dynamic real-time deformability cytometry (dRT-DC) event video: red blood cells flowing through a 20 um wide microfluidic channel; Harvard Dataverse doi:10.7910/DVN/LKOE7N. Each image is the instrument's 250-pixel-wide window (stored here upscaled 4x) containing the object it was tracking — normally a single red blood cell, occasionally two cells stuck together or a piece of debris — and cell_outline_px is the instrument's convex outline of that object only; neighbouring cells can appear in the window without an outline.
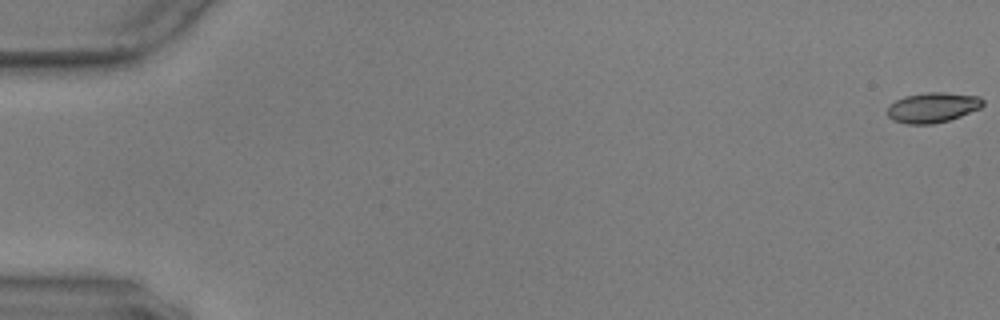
{"species": "common noctule bat (a hibernating species)", "species_latin": "Nyctalus noctula", "temperature_condition": "warm", "stored_images_in_passage": 12, "camera_frame_rate_fps": 3000, "um_per_image_px": 0.085, "animal": {"sex": "male", "body_mass_g": 17.9, "forearm_length_mm": 54.2}, "frame": {"image": 1, "passage_image": 1, "time_ms": 0.0, "image_size_px": [1000, 320], "cell_outline_px": [[984, 104], [980, 108], [960, 116], [948, 120], [932, 124], [908, 124], [892, 120], [888, 116], [888, 104], [904, 96], [924, 92], [944, 92], [980, 96], [984, 100]], "centroid_in_image_um": [79.27, 9.12], "position_along_channel_um": 5.7, "area_um2": 16.88}}